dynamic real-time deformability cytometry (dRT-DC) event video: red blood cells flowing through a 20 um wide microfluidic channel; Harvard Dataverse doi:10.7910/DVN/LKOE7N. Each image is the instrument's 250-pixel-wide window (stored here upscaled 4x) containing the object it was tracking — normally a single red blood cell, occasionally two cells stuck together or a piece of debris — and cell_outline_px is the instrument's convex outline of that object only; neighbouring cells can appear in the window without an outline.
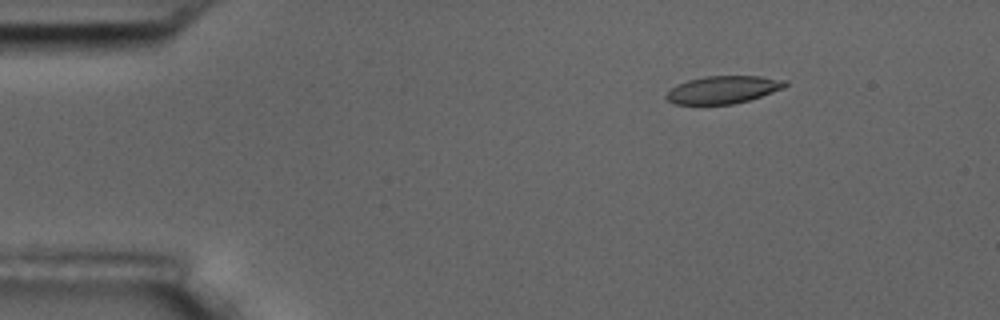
{"species": "common noctule bat (a hibernating species)", "species_latin": "Nyctalus noctula", "temperature_condition": "room temperature", "stored_images_in_passage": 4, "camera_frame_rate_fps": 3000, "um_per_image_px": 0.085, "animal": {"sex": "male", "body_mass_g": 17.5, "forearm_length_mm": 52.3}, "frame": {"image": 1, "passage_image": 2, "time_ms": 2.0, "image_size_px": [1000, 320], "cell_outline_px": [[788, 84], [784, 88], [748, 100], [732, 104], [676, 104], [668, 100], [664, 96], [676, 84], [688, 80], [704, 76], [760, 76], [788, 80]], "centroid_in_image_um": [61.47, 7.61], "position_along_channel_um": 23.5, "area_um2": 19.07}}